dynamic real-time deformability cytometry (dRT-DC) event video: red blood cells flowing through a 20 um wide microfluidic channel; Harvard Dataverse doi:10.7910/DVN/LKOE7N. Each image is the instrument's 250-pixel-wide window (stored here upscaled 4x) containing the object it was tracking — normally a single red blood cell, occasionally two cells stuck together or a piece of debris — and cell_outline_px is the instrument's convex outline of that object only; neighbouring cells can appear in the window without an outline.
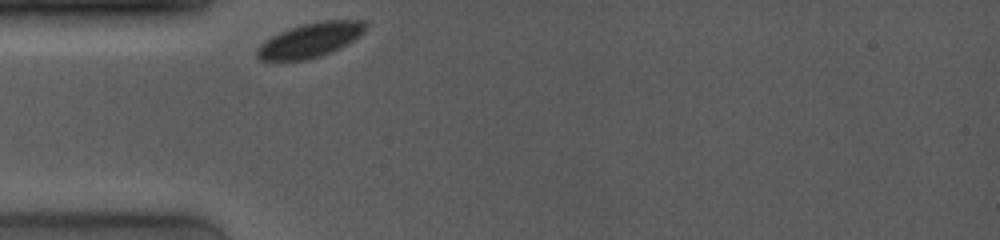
{"species": "common noctule bat (a hibernating species)", "species_latin": "Nyctalus noctula", "temperature_condition": "room temperature", "stored_images_in_passage": 10, "camera_frame_rate_fps": 4000, "um_per_image_px": 0.085, "animal": {"sex": "female", "body_mass_g": 19.0, "forearm_length_mm": 53.3}, "frame": {"image": 1, "passage_image": 1, "time_ms": 0.0, "image_size_px": [1000, 240], "cell_outline_px": [[368, 28], [360, 36], [340, 48], [332, 52], [320, 56], [304, 60], [260, 60], [256, 56], [256, 48], [264, 40], [280, 32], [300, 24], [324, 20], [364, 20]], "centroid_in_image_um": [26.38, 3.4], "position_along_channel_um": 58.6, "area_um2": 21.91}}